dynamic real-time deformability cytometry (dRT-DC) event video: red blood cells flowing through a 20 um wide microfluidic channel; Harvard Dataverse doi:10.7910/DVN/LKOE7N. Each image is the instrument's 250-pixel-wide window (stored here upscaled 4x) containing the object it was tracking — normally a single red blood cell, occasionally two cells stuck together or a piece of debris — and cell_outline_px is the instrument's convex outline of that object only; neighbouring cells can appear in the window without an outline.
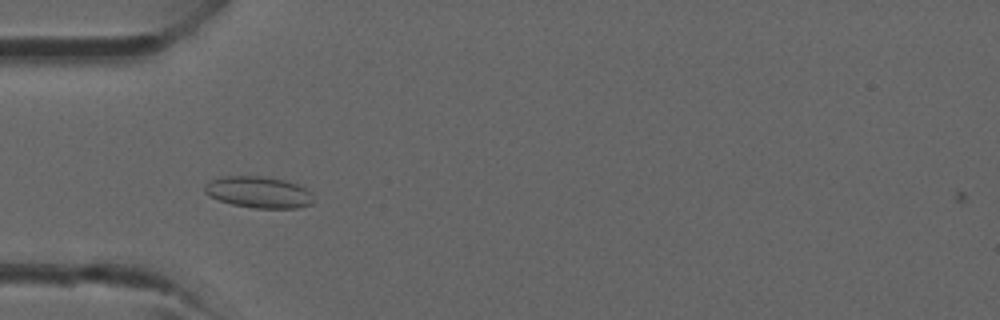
{"species": "common noctule bat (a hibernating species)", "species_latin": "Nyctalus noctula", "temperature_condition": "room temperature", "stored_images_in_passage": 29, "camera_frame_rate_fps": 3000, "um_per_image_px": 0.085, "animal": {"sex": "male", "forearm_length_mm": 52.5}, "frame": {"image": 1, "passage_image": 1, "time_ms": 0.0, "image_size_px": [1000, 320], "cell_outline_px": [[316, 200], [312, 204], [296, 208], [252, 208], [232, 204], [208, 196], [204, 192], [204, 184], [212, 180], [224, 176], [260, 176], [284, 180], [296, 184], [312, 192]], "centroid_in_image_um": [22.0, 16.35], "position_along_channel_um": 63.0, "area_um2": 20.06}}
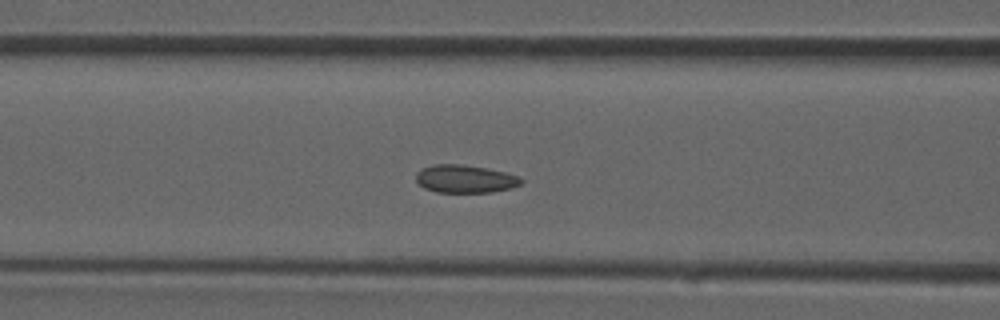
{"frame": {"image": 2, "passage_image": 5, "time_ms": 1.333, "image_size_px": [1000, 320], "cell_outline_px": [[524, 180], [520, 184], [512, 188], [492, 192], [436, 192], [424, 188], [416, 180], [416, 172], [420, 168], [432, 164], [460, 164], [488, 168], [520, 176]], "centroid_in_image_um": [39.53, 15.2], "position_along_channel_um": 127.1, "area_um2": 17.28}}
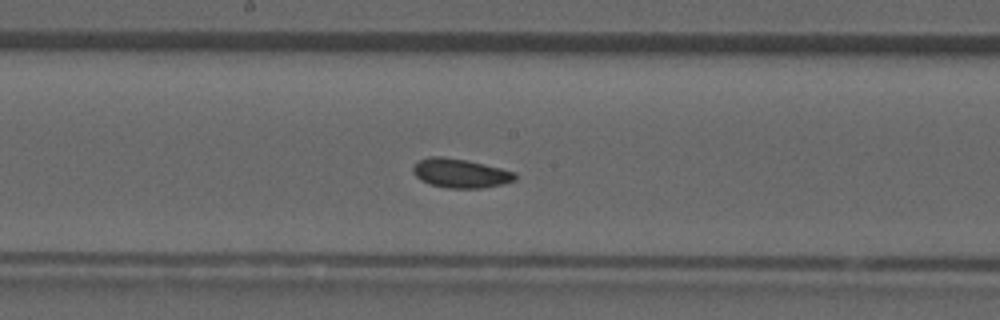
{"frame": {"image": 3, "passage_image": 10, "time_ms": 3.0, "image_size_px": [1000, 320], "cell_outline_px": [[516, 180], [504, 184], [480, 188], [448, 188], [428, 184], [420, 180], [412, 172], [412, 164], [428, 156], [444, 156], [468, 160], [516, 172]], "centroid_in_image_um": [39.1, 14.72], "position_along_channel_um": 209.1, "area_um2": 17.57}}